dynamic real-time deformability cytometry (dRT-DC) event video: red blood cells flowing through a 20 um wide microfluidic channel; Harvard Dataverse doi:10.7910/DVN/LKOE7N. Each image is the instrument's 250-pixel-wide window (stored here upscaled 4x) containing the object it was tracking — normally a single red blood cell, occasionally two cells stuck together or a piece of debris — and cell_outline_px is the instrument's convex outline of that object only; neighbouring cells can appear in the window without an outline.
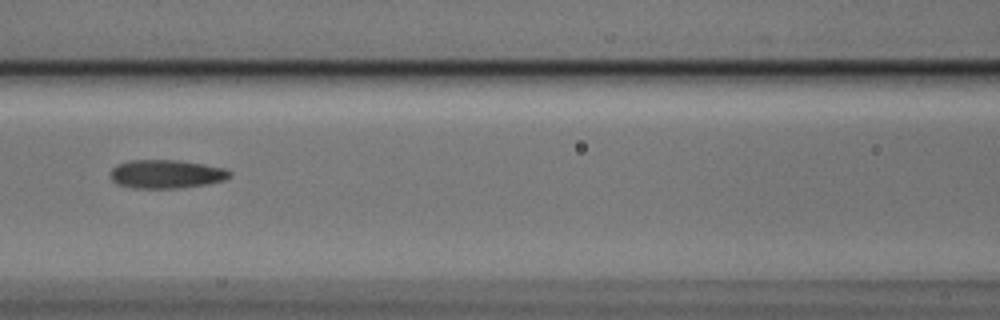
{"species": "Egyptian fruit bat (a non-hibernating species)", "species_latin": "Rousettus aegyptiacus", "temperature_condition": "cold", "stored_images_in_passage": 6, "camera_frame_rate_fps": 3000, "um_per_image_px": 0.085, "animal": {"sex": "male"}, "frame": {"image": 1, "passage_image": 4, "time_ms": 1.0, "image_size_px": [1000, 320], "cell_outline_px": [[232, 176], [224, 180], [204, 184], [180, 188], [132, 188], [116, 184], [112, 180], [112, 168], [128, 160], [176, 160], [204, 164], [224, 168], [232, 172]], "centroid_in_image_um": [14.15, 14.79], "position_along_channel_um": 152.5, "area_um2": 19.77}}
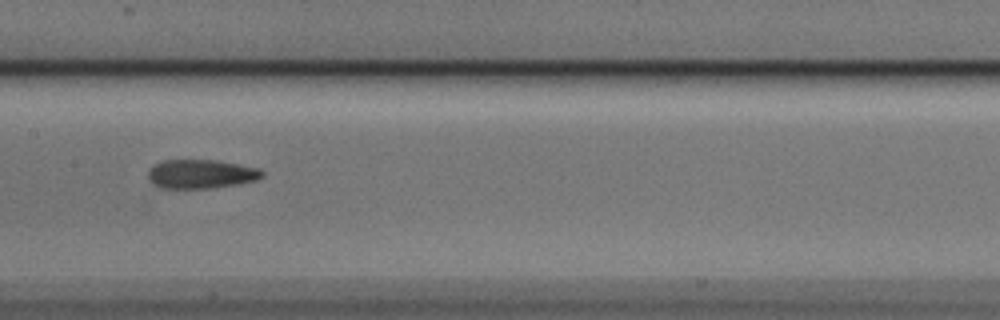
{"frame": {"image": 2, "passage_image": 5, "time_ms": 1.333, "image_size_px": [1000, 320], "cell_outline_px": [[264, 176], [256, 180], [236, 184], [208, 188], [160, 188], [152, 184], [148, 180], [148, 172], [156, 164], [164, 160], [216, 160], [260, 168], [264, 172]], "centroid_in_image_um": [17.09, 14.79], "position_along_channel_um": 190.3, "area_um2": 19.19}}
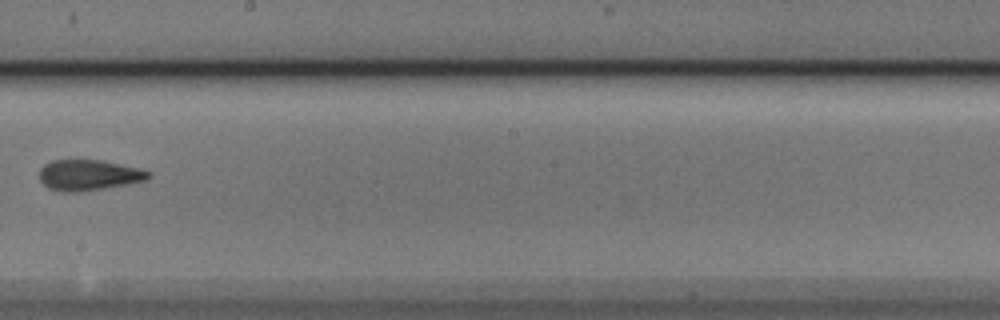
{"frame": {"image": 3, "passage_image": 6, "time_ms": 1.667, "image_size_px": [1000, 320], "cell_outline_px": [[152, 176], [148, 180], [128, 184], [104, 188], [76, 192], [64, 192], [48, 188], [40, 180], [40, 168], [44, 164], [52, 160], [72, 156], [104, 160], [140, 168], [152, 172]], "centroid_in_image_um": [7.55, 14.82], "position_along_channel_um": 240.7, "area_um2": 20.46}}